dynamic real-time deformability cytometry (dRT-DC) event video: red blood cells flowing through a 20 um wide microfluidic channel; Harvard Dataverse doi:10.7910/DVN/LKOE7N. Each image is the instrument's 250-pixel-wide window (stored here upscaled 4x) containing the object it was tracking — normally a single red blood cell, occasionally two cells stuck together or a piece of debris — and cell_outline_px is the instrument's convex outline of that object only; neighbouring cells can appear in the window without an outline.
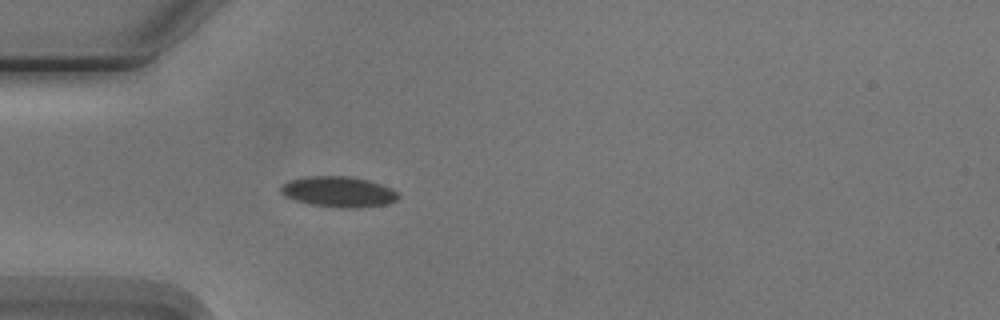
{"species": "Egyptian fruit bat (a non-hibernating species)", "species_latin": "Rousettus aegyptiacus", "temperature_condition": "cold", "stored_images_in_passage": 2, "camera_frame_rate_fps": 3000, "um_per_image_px": 0.085, "animal": {"sex": "male"}, "frame": {"image": 1, "passage_image": 2, "time_ms": 1.333, "image_size_px": [1000, 320], "cell_outline_px": [[400, 196], [396, 200], [388, 204], [356, 208], [340, 208], [312, 204], [296, 200], [284, 196], [280, 192], [280, 184], [288, 180], [304, 176], [348, 176], [368, 180], [392, 188]], "centroid_in_image_um": [28.75, 16.29], "position_along_channel_um": 56.3, "area_um2": 21.1}}